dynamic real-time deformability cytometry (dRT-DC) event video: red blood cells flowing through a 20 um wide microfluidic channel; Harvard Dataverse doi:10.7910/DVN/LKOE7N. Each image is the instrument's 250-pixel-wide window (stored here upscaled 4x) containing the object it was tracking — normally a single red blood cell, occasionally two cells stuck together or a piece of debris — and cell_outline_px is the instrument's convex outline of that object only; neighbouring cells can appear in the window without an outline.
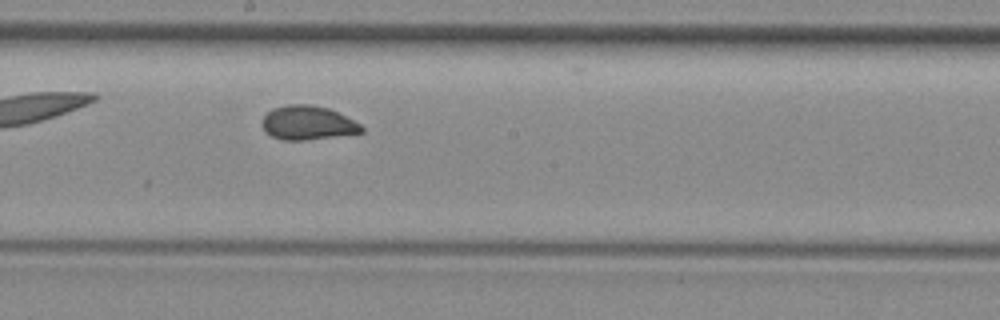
{"species": "common noctule bat (a hibernating species)", "species_latin": "Nyctalus noctula", "temperature_condition": "room temperature", "stored_images_in_passage": 25, "camera_frame_rate_fps": 3000, "um_per_image_px": 0.085, "animal": {"sex": "female", "body_mass_g": 29.2, "forearm_length_mm": 56.3}, "frame": {"image": 1, "passage_image": 15, "time_ms": 4.667, "image_size_px": [1000, 320], "cell_outline_px": [[364, 132], [304, 140], [280, 140], [264, 132], [264, 116], [272, 108], [284, 104], [308, 104], [328, 108], [360, 124], [364, 128]], "centroid_in_image_um": [26.13, 10.44], "position_along_channel_um": 222.1, "area_um2": 19.48}}
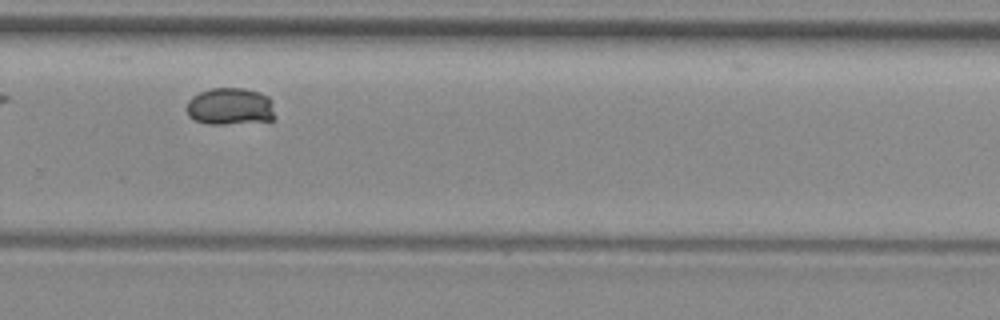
{"frame": {"image": 2, "passage_image": 22, "time_ms": 7.0, "image_size_px": [1000, 320], "cell_outline_px": [[276, 120], [224, 124], [208, 124], [196, 120], [188, 116], [188, 100], [192, 96], [200, 92], [212, 88], [244, 88], [260, 92], [268, 96], [272, 100], [276, 116]], "centroid_in_image_um": [19.62, 9.05], "position_along_channel_um": 310.2, "area_um2": 19.36}}